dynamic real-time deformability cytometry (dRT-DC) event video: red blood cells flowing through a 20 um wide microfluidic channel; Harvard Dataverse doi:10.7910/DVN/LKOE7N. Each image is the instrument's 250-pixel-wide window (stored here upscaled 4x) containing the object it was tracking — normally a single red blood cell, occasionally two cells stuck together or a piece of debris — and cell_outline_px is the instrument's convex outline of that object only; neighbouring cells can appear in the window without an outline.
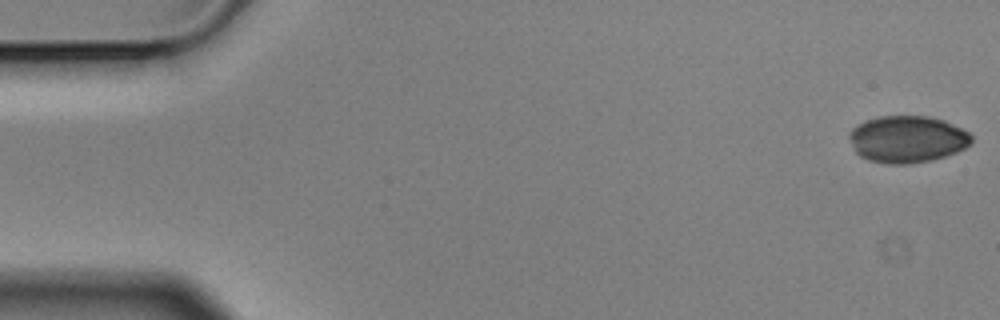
{"species": "Egyptian fruit bat (a non-hibernating species)", "species_latin": "Rousettus aegyptiacus", "temperature_condition": "cold", "stored_images_in_passage": 3, "camera_frame_rate_fps": 3000, "um_per_image_px": 0.085, "animal": {"sex": "male"}, "frame": {"image": 1, "passage_image": 1, "time_ms": 0.0, "image_size_px": [1000, 320], "cell_outline_px": [[972, 140], [964, 148], [956, 152], [932, 160], [908, 164], [888, 164], [868, 160], [860, 156], [856, 152], [848, 136], [852, 128], [856, 124], [880, 116], [928, 116], [944, 120], [968, 132], [972, 136]], "centroid_in_image_um": [77.1, 11.83], "position_along_channel_um": 7.9, "area_um2": 33.29}}